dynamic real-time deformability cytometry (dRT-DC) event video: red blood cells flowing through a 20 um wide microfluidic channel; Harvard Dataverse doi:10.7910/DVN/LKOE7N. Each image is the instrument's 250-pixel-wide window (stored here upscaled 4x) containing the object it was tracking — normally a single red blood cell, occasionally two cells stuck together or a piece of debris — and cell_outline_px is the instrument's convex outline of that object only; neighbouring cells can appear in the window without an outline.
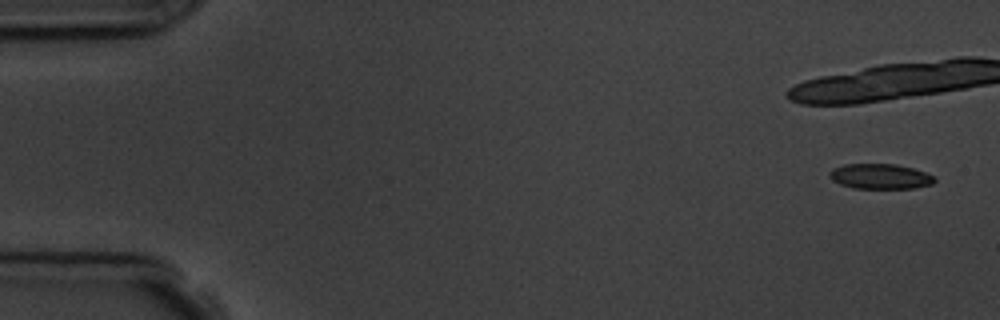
{"species": "common noctule bat (a hibernating species)", "species_latin": "Nyctalus noctula", "temperature_condition": "room temperature", "stored_images_in_passage": 6, "camera_frame_rate_fps": 3000, "um_per_image_px": 0.085, "animal": {"sex": "male", "body_mass_g": 19.5, "forearm_length_mm": 54.6}, "frame": {"image": 1, "passage_image": 1, "time_ms": 0.0, "image_size_px": [1000, 320], "cell_outline_px": [[936, 180], [932, 184], [912, 188], [852, 188], [840, 184], [832, 180], [828, 176], [828, 172], [832, 168], [844, 164], [896, 164], [912, 168], [924, 172], [932, 176]], "centroid_in_image_um": [74.75, 14.99], "position_along_channel_um": 10.2, "area_um2": 15.37}}